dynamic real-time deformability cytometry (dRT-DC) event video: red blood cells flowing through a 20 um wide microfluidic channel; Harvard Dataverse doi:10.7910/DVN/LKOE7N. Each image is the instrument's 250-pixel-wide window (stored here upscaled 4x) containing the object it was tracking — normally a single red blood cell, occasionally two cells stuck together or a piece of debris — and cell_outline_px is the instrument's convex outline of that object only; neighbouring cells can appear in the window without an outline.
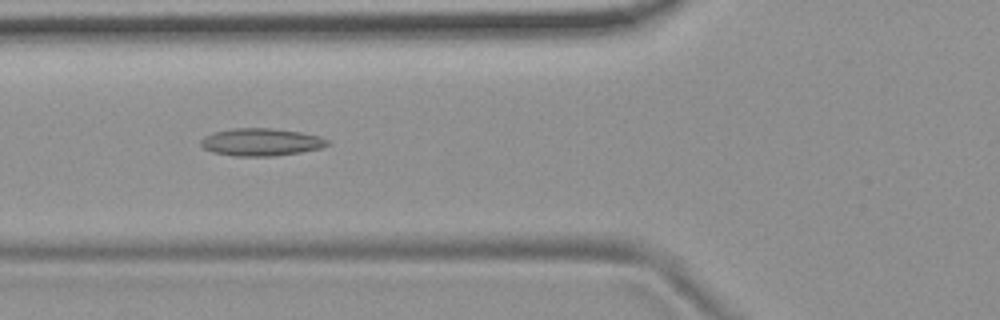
{"species": "common noctule bat (a hibernating species)", "species_latin": "Nyctalus noctula", "temperature_condition": "room temperature", "stored_images_in_passage": 7, "camera_frame_rate_fps": 3000, "um_per_image_px": 0.085, "animal": {"sex": "female", "body_mass_g": 19.9}, "frame": {"image": 1, "passage_image": 5, "time_ms": 1.333, "image_size_px": [1000, 320], "cell_outline_px": [[328, 144], [324, 148], [300, 152], [272, 156], [232, 156], [212, 152], [204, 148], [200, 144], [200, 140], [204, 136], [212, 132], [232, 128], [272, 128], [300, 132], [320, 136], [328, 140]], "centroid_in_image_um": [22.17, 12.07], "position_along_channel_um": 103.6, "area_um2": 20.46}}
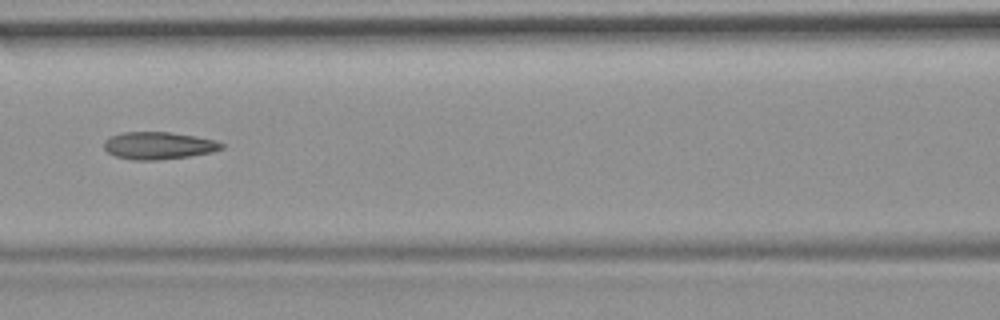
{"frame": {"image": 2, "passage_image": 6, "time_ms": 1.667, "image_size_px": [1000, 320], "cell_outline_px": [[224, 148], [212, 152], [188, 156], [156, 160], [132, 160], [116, 156], [108, 152], [104, 148], [104, 140], [112, 136], [124, 132], [168, 132], [216, 140], [224, 144]], "centroid_in_image_um": [13.47, 12.38], "position_along_channel_um": 153.1, "area_um2": 18.55}}